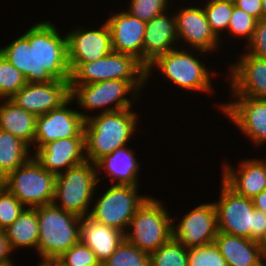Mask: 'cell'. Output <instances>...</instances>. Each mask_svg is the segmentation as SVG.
I'll return each instance as SVG.
<instances>
[{
  "mask_svg": "<svg viewBox=\"0 0 266 266\" xmlns=\"http://www.w3.org/2000/svg\"><path fill=\"white\" fill-rule=\"evenodd\" d=\"M31 24L23 34L0 47V53L25 76L27 83L70 80L66 33L58 23L47 19Z\"/></svg>",
  "mask_w": 266,
  "mask_h": 266,
  "instance_id": "6da1fadb",
  "label": "cell"
},
{
  "mask_svg": "<svg viewBox=\"0 0 266 266\" xmlns=\"http://www.w3.org/2000/svg\"><path fill=\"white\" fill-rule=\"evenodd\" d=\"M208 55L211 58V53L200 49L174 48L165 54L159 55L146 66V83L152 81L155 76L153 74L157 72L156 77L161 75L165 81L168 80L169 85H174V90L176 87L178 90L181 89V93L190 91V95H192V92L201 95V92L203 95L207 93L206 95L210 96L211 94L213 96L217 91L214 90L216 87L213 86V77H217L218 71L212 67L210 69L206 64L210 62L204 60L205 58L208 59Z\"/></svg>",
  "mask_w": 266,
  "mask_h": 266,
  "instance_id": "7a4b0ae2",
  "label": "cell"
},
{
  "mask_svg": "<svg viewBox=\"0 0 266 266\" xmlns=\"http://www.w3.org/2000/svg\"><path fill=\"white\" fill-rule=\"evenodd\" d=\"M140 114L131 108L88 117L84 124L86 160L96 163L116 149L128 146L138 132Z\"/></svg>",
  "mask_w": 266,
  "mask_h": 266,
  "instance_id": "3957f363",
  "label": "cell"
},
{
  "mask_svg": "<svg viewBox=\"0 0 266 266\" xmlns=\"http://www.w3.org/2000/svg\"><path fill=\"white\" fill-rule=\"evenodd\" d=\"M39 228L36 265H51L80 241L81 217L56 207L53 203L37 207Z\"/></svg>",
  "mask_w": 266,
  "mask_h": 266,
  "instance_id": "277c9868",
  "label": "cell"
},
{
  "mask_svg": "<svg viewBox=\"0 0 266 266\" xmlns=\"http://www.w3.org/2000/svg\"><path fill=\"white\" fill-rule=\"evenodd\" d=\"M70 85H86L105 80L129 81L142 95L146 85V66L135 56L112 51L92 62H68Z\"/></svg>",
  "mask_w": 266,
  "mask_h": 266,
  "instance_id": "5b68a950",
  "label": "cell"
},
{
  "mask_svg": "<svg viewBox=\"0 0 266 266\" xmlns=\"http://www.w3.org/2000/svg\"><path fill=\"white\" fill-rule=\"evenodd\" d=\"M70 98L75 101L80 110L78 112L86 120L95 112L98 114L134 108L141 101L142 94L129 81L113 79L70 85Z\"/></svg>",
  "mask_w": 266,
  "mask_h": 266,
  "instance_id": "8992f818",
  "label": "cell"
},
{
  "mask_svg": "<svg viewBox=\"0 0 266 266\" xmlns=\"http://www.w3.org/2000/svg\"><path fill=\"white\" fill-rule=\"evenodd\" d=\"M172 215L159 198L150 196L132 217L125 239L148 254L172 238Z\"/></svg>",
  "mask_w": 266,
  "mask_h": 266,
  "instance_id": "52a82bcc",
  "label": "cell"
},
{
  "mask_svg": "<svg viewBox=\"0 0 266 266\" xmlns=\"http://www.w3.org/2000/svg\"><path fill=\"white\" fill-rule=\"evenodd\" d=\"M96 164L85 161L56 175L53 204L78 216H88L99 191Z\"/></svg>",
  "mask_w": 266,
  "mask_h": 266,
  "instance_id": "ba28073f",
  "label": "cell"
},
{
  "mask_svg": "<svg viewBox=\"0 0 266 266\" xmlns=\"http://www.w3.org/2000/svg\"><path fill=\"white\" fill-rule=\"evenodd\" d=\"M94 194L89 217L94 221L116 228L124 233L128 230L130 221L137 209L150 196L139 193L140 186L113 185Z\"/></svg>",
  "mask_w": 266,
  "mask_h": 266,
  "instance_id": "9c48e42d",
  "label": "cell"
},
{
  "mask_svg": "<svg viewBox=\"0 0 266 266\" xmlns=\"http://www.w3.org/2000/svg\"><path fill=\"white\" fill-rule=\"evenodd\" d=\"M55 184L56 174L43 168L34 156L5 177V188L28 208L52 204Z\"/></svg>",
  "mask_w": 266,
  "mask_h": 266,
  "instance_id": "30bf717a",
  "label": "cell"
},
{
  "mask_svg": "<svg viewBox=\"0 0 266 266\" xmlns=\"http://www.w3.org/2000/svg\"><path fill=\"white\" fill-rule=\"evenodd\" d=\"M230 101H218L221 114L244 135L254 148L266 146V98L229 96Z\"/></svg>",
  "mask_w": 266,
  "mask_h": 266,
  "instance_id": "8fae6325",
  "label": "cell"
},
{
  "mask_svg": "<svg viewBox=\"0 0 266 266\" xmlns=\"http://www.w3.org/2000/svg\"><path fill=\"white\" fill-rule=\"evenodd\" d=\"M178 1L181 0H176L175 3ZM183 1L179 2L180 6L175 5V3L172 4L175 6L172 8L176 18L179 47L200 49L211 54L215 52L218 56V52L222 53L220 50L221 43L210 28L203 6L198 4L196 0H190L191 2L187 0L188 5L184 3L186 0Z\"/></svg>",
  "mask_w": 266,
  "mask_h": 266,
  "instance_id": "7c38bea8",
  "label": "cell"
},
{
  "mask_svg": "<svg viewBox=\"0 0 266 266\" xmlns=\"http://www.w3.org/2000/svg\"><path fill=\"white\" fill-rule=\"evenodd\" d=\"M218 199L214 200L219 232L251 239L255 208L252 199L238 195L221 178Z\"/></svg>",
  "mask_w": 266,
  "mask_h": 266,
  "instance_id": "4fadbf2b",
  "label": "cell"
},
{
  "mask_svg": "<svg viewBox=\"0 0 266 266\" xmlns=\"http://www.w3.org/2000/svg\"><path fill=\"white\" fill-rule=\"evenodd\" d=\"M193 207L180 218L172 216V239L186 248L212 243L218 233L214 202H202Z\"/></svg>",
  "mask_w": 266,
  "mask_h": 266,
  "instance_id": "5bb4252c",
  "label": "cell"
},
{
  "mask_svg": "<svg viewBox=\"0 0 266 266\" xmlns=\"http://www.w3.org/2000/svg\"><path fill=\"white\" fill-rule=\"evenodd\" d=\"M74 104L75 101L70 98L61 107L36 118L34 147L31 149L33 154L40 147L58 139L85 137V119Z\"/></svg>",
  "mask_w": 266,
  "mask_h": 266,
  "instance_id": "9a60e30c",
  "label": "cell"
},
{
  "mask_svg": "<svg viewBox=\"0 0 266 266\" xmlns=\"http://www.w3.org/2000/svg\"><path fill=\"white\" fill-rule=\"evenodd\" d=\"M241 50L234 62L227 64V95L266 98V59Z\"/></svg>",
  "mask_w": 266,
  "mask_h": 266,
  "instance_id": "2e32d148",
  "label": "cell"
},
{
  "mask_svg": "<svg viewBox=\"0 0 266 266\" xmlns=\"http://www.w3.org/2000/svg\"><path fill=\"white\" fill-rule=\"evenodd\" d=\"M91 26L69 27L66 32L68 62H92L113 51L107 22L103 21L94 28Z\"/></svg>",
  "mask_w": 266,
  "mask_h": 266,
  "instance_id": "e0dca14e",
  "label": "cell"
},
{
  "mask_svg": "<svg viewBox=\"0 0 266 266\" xmlns=\"http://www.w3.org/2000/svg\"><path fill=\"white\" fill-rule=\"evenodd\" d=\"M70 99V80L26 83L10 98L18 107L36 117L61 107Z\"/></svg>",
  "mask_w": 266,
  "mask_h": 266,
  "instance_id": "ac0fdd59",
  "label": "cell"
},
{
  "mask_svg": "<svg viewBox=\"0 0 266 266\" xmlns=\"http://www.w3.org/2000/svg\"><path fill=\"white\" fill-rule=\"evenodd\" d=\"M260 157L242 158L235 166L224 159L220 178L238 195L252 199L266 190V156Z\"/></svg>",
  "mask_w": 266,
  "mask_h": 266,
  "instance_id": "d6986e66",
  "label": "cell"
},
{
  "mask_svg": "<svg viewBox=\"0 0 266 266\" xmlns=\"http://www.w3.org/2000/svg\"><path fill=\"white\" fill-rule=\"evenodd\" d=\"M116 8L119 10L116 9L104 20L111 32L113 51L131 54L143 63L146 22L130 15L121 7Z\"/></svg>",
  "mask_w": 266,
  "mask_h": 266,
  "instance_id": "ffe728a7",
  "label": "cell"
},
{
  "mask_svg": "<svg viewBox=\"0 0 266 266\" xmlns=\"http://www.w3.org/2000/svg\"><path fill=\"white\" fill-rule=\"evenodd\" d=\"M125 146L116 149L111 154L103 156L96 164L98 183L108 180L113 185L141 186L140 171L142 165L136 156V149ZM102 174H106L105 176ZM105 178V179H104Z\"/></svg>",
  "mask_w": 266,
  "mask_h": 266,
  "instance_id": "44dd1931",
  "label": "cell"
},
{
  "mask_svg": "<svg viewBox=\"0 0 266 266\" xmlns=\"http://www.w3.org/2000/svg\"><path fill=\"white\" fill-rule=\"evenodd\" d=\"M34 158L47 171L59 174L86 161L85 137L62 138L45 144Z\"/></svg>",
  "mask_w": 266,
  "mask_h": 266,
  "instance_id": "7402d4cb",
  "label": "cell"
},
{
  "mask_svg": "<svg viewBox=\"0 0 266 266\" xmlns=\"http://www.w3.org/2000/svg\"><path fill=\"white\" fill-rule=\"evenodd\" d=\"M177 47L179 44L176 18L172 8L146 22L143 38V64L145 66L159 55Z\"/></svg>",
  "mask_w": 266,
  "mask_h": 266,
  "instance_id": "603a6c76",
  "label": "cell"
},
{
  "mask_svg": "<svg viewBox=\"0 0 266 266\" xmlns=\"http://www.w3.org/2000/svg\"><path fill=\"white\" fill-rule=\"evenodd\" d=\"M214 242L227 266H266V258L257 241L218 231Z\"/></svg>",
  "mask_w": 266,
  "mask_h": 266,
  "instance_id": "cb8c5ba5",
  "label": "cell"
},
{
  "mask_svg": "<svg viewBox=\"0 0 266 266\" xmlns=\"http://www.w3.org/2000/svg\"><path fill=\"white\" fill-rule=\"evenodd\" d=\"M125 239V233L98 223L89 216L80 222V241L87 245L101 264L108 259Z\"/></svg>",
  "mask_w": 266,
  "mask_h": 266,
  "instance_id": "d4e9b609",
  "label": "cell"
},
{
  "mask_svg": "<svg viewBox=\"0 0 266 266\" xmlns=\"http://www.w3.org/2000/svg\"><path fill=\"white\" fill-rule=\"evenodd\" d=\"M36 118L10 99H0V129L16 136L31 149L35 140Z\"/></svg>",
  "mask_w": 266,
  "mask_h": 266,
  "instance_id": "484cf974",
  "label": "cell"
},
{
  "mask_svg": "<svg viewBox=\"0 0 266 266\" xmlns=\"http://www.w3.org/2000/svg\"><path fill=\"white\" fill-rule=\"evenodd\" d=\"M5 234L11 250L15 253L18 249L33 250L37 254L39 228L37 207H26L21 215L5 229Z\"/></svg>",
  "mask_w": 266,
  "mask_h": 266,
  "instance_id": "4316f807",
  "label": "cell"
},
{
  "mask_svg": "<svg viewBox=\"0 0 266 266\" xmlns=\"http://www.w3.org/2000/svg\"><path fill=\"white\" fill-rule=\"evenodd\" d=\"M32 156V150L26 143L0 129V171L5 177Z\"/></svg>",
  "mask_w": 266,
  "mask_h": 266,
  "instance_id": "83f0119b",
  "label": "cell"
},
{
  "mask_svg": "<svg viewBox=\"0 0 266 266\" xmlns=\"http://www.w3.org/2000/svg\"><path fill=\"white\" fill-rule=\"evenodd\" d=\"M203 6L212 32L220 40L228 29L234 9L233 0H196ZM202 2V3H201Z\"/></svg>",
  "mask_w": 266,
  "mask_h": 266,
  "instance_id": "f1b7e54d",
  "label": "cell"
},
{
  "mask_svg": "<svg viewBox=\"0 0 266 266\" xmlns=\"http://www.w3.org/2000/svg\"><path fill=\"white\" fill-rule=\"evenodd\" d=\"M257 19L245 11L234 6L226 34L220 39L221 47L222 45L226 46L229 43L228 41H232L233 39L237 40L236 45L238 44V39L243 40L244 45L242 43L241 47H245L247 43L251 40L253 36L254 29L256 27ZM229 35V36H228ZM227 36V37H226ZM226 40L223 42V40ZM233 38V39H229ZM223 42V43H222Z\"/></svg>",
  "mask_w": 266,
  "mask_h": 266,
  "instance_id": "f546056e",
  "label": "cell"
},
{
  "mask_svg": "<svg viewBox=\"0 0 266 266\" xmlns=\"http://www.w3.org/2000/svg\"><path fill=\"white\" fill-rule=\"evenodd\" d=\"M150 266H188V248L172 238L149 254Z\"/></svg>",
  "mask_w": 266,
  "mask_h": 266,
  "instance_id": "4dcf8cb0",
  "label": "cell"
},
{
  "mask_svg": "<svg viewBox=\"0 0 266 266\" xmlns=\"http://www.w3.org/2000/svg\"><path fill=\"white\" fill-rule=\"evenodd\" d=\"M101 266H150L149 254L124 239Z\"/></svg>",
  "mask_w": 266,
  "mask_h": 266,
  "instance_id": "1f68e13d",
  "label": "cell"
},
{
  "mask_svg": "<svg viewBox=\"0 0 266 266\" xmlns=\"http://www.w3.org/2000/svg\"><path fill=\"white\" fill-rule=\"evenodd\" d=\"M26 83L25 76L0 53V99H10Z\"/></svg>",
  "mask_w": 266,
  "mask_h": 266,
  "instance_id": "d6a6232c",
  "label": "cell"
},
{
  "mask_svg": "<svg viewBox=\"0 0 266 266\" xmlns=\"http://www.w3.org/2000/svg\"><path fill=\"white\" fill-rule=\"evenodd\" d=\"M127 5L121 6L130 15L145 22L150 21L172 8L175 0H124Z\"/></svg>",
  "mask_w": 266,
  "mask_h": 266,
  "instance_id": "836d02e7",
  "label": "cell"
},
{
  "mask_svg": "<svg viewBox=\"0 0 266 266\" xmlns=\"http://www.w3.org/2000/svg\"><path fill=\"white\" fill-rule=\"evenodd\" d=\"M51 266H101V262L87 245L79 241L58 257Z\"/></svg>",
  "mask_w": 266,
  "mask_h": 266,
  "instance_id": "e575fe53",
  "label": "cell"
},
{
  "mask_svg": "<svg viewBox=\"0 0 266 266\" xmlns=\"http://www.w3.org/2000/svg\"><path fill=\"white\" fill-rule=\"evenodd\" d=\"M188 266H227L215 242L188 248Z\"/></svg>",
  "mask_w": 266,
  "mask_h": 266,
  "instance_id": "d590c367",
  "label": "cell"
},
{
  "mask_svg": "<svg viewBox=\"0 0 266 266\" xmlns=\"http://www.w3.org/2000/svg\"><path fill=\"white\" fill-rule=\"evenodd\" d=\"M26 207L6 188L0 191V229L8 228Z\"/></svg>",
  "mask_w": 266,
  "mask_h": 266,
  "instance_id": "8d00e7d4",
  "label": "cell"
},
{
  "mask_svg": "<svg viewBox=\"0 0 266 266\" xmlns=\"http://www.w3.org/2000/svg\"><path fill=\"white\" fill-rule=\"evenodd\" d=\"M243 50L249 54L266 59V19H260L256 23L251 40Z\"/></svg>",
  "mask_w": 266,
  "mask_h": 266,
  "instance_id": "74e56055",
  "label": "cell"
},
{
  "mask_svg": "<svg viewBox=\"0 0 266 266\" xmlns=\"http://www.w3.org/2000/svg\"><path fill=\"white\" fill-rule=\"evenodd\" d=\"M234 6L245 11L247 14L262 19V0H233Z\"/></svg>",
  "mask_w": 266,
  "mask_h": 266,
  "instance_id": "f35d334b",
  "label": "cell"
},
{
  "mask_svg": "<svg viewBox=\"0 0 266 266\" xmlns=\"http://www.w3.org/2000/svg\"><path fill=\"white\" fill-rule=\"evenodd\" d=\"M266 233V215L255 209L254 229H251V240L260 242Z\"/></svg>",
  "mask_w": 266,
  "mask_h": 266,
  "instance_id": "ab89813d",
  "label": "cell"
},
{
  "mask_svg": "<svg viewBox=\"0 0 266 266\" xmlns=\"http://www.w3.org/2000/svg\"><path fill=\"white\" fill-rule=\"evenodd\" d=\"M12 253L5 230L0 229V261L11 259L14 256Z\"/></svg>",
  "mask_w": 266,
  "mask_h": 266,
  "instance_id": "60d3db41",
  "label": "cell"
},
{
  "mask_svg": "<svg viewBox=\"0 0 266 266\" xmlns=\"http://www.w3.org/2000/svg\"><path fill=\"white\" fill-rule=\"evenodd\" d=\"M254 208L262 211L266 215V190L252 198Z\"/></svg>",
  "mask_w": 266,
  "mask_h": 266,
  "instance_id": "b9f144b4",
  "label": "cell"
},
{
  "mask_svg": "<svg viewBox=\"0 0 266 266\" xmlns=\"http://www.w3.org/2000/svg\"><path fill=\"white\" fill-rule=\"evenodd\" d=\"M14 260H15V258L0 261V266H18V264H16L15 263L16 261H14Z\"/></svg>",
  "mask_w": 266,
  "mask_h": 266,
  "instance_id": "7bdbcfd3",
  "label": "cell"
},
{
  "mask_svg": "<svg viewBox=\"0 0 266 266\" xmlns=\"http://www.w3.org/2000/svg\"><path fill=\"white\" fill-rule=\"evenodd\" d=\"M259 245L261 247L264 257L266 258V233L264 237L261 239V241L259 242Z\"/></svg>",
  "mask_w": 266,
  "mask_h": 266,
  "instance_id": "ee69618b",
  "label": "cell"
},
{
  "mask_svg": "<svg viewBox=\"0 0 266 266\" xmlns=\"http://www.w3.org/2000/svg\"><path fill=\"white\" fill-rule=\"evenodd\" d=\"M5 188V176L4 174L0 171V191Z\"/></svg>",
  "mask_w": 266,
  "mask_h": 266,
  "instance_id": "f6af8a7d",
  "label": "cell"
},
{
  "mask_svg": "<svg viewBox=\"0 0 266 266\" xmlns=\"http://www.w3.org/2000/svg\"><path fill=\"white\" fill-rule=\"evenodd\" d=\"M262 19H266V0H262Z\"/></svg>",
  "mask_w": 266,
  "mask_h": 266,
  "instance_id": "bcb514c9",
  "label": "cell"
}]
</instances>
